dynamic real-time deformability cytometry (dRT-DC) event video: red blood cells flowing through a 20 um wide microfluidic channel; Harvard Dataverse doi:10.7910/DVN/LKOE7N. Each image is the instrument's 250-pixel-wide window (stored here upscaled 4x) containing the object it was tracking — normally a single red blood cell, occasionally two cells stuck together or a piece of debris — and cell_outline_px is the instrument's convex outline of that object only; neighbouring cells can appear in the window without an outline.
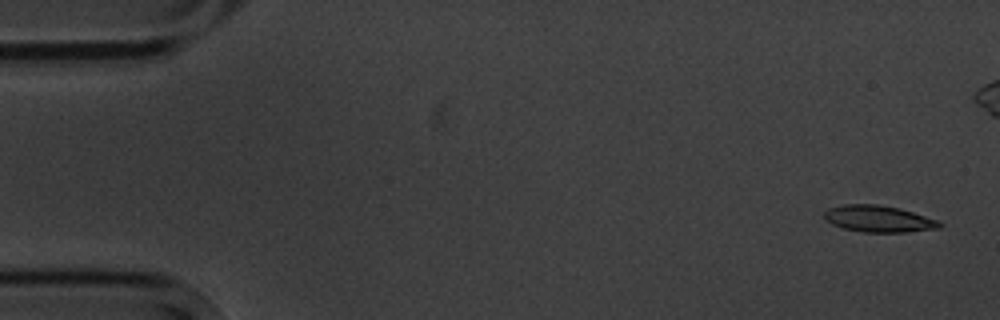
{"species": "common noctule bat (a hibernating species)", "species_latin": "Nyctalus noctula", "temperature_condition": "cold", "stored_images_in_passage": 6, "camera_frame_rate_fps": 3000, "um_per_image_px": 0.085, "animal": {"sex": "male", "body_mass_g": 20.1, "forearm_length_mm": 53.5}, "frame": {"image": 1, "passage_image": 1, "time_ms": 0.0, "image_size_px": [1000, 320], "cell_outline_px": [[944, 224], [940, 228], [904, 232], [864, 232], [844, 228], [832, 224], [824, 216], [824, 212], [828, 208], [844, 204], [876, 204], [900, 208], [936, 220]], "centroid_in_image_um": [74.67, 18.59], "position_along_channel_um": 10.3, "area_um2": 17.69}}
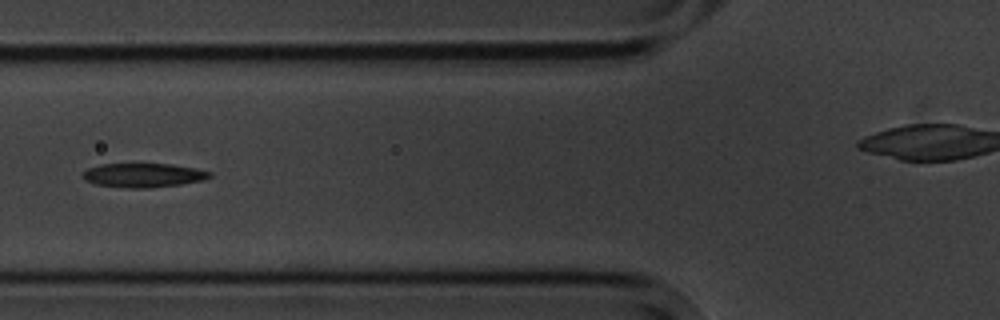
{"frame": {"image": 2, "passage_image": 6, "time_ms": 6.333, "image_size_px": [1000, 320], "cell_outline_px": [[212, 176], [204, 180], [180, 184], [144, 188], [128, 188], [96, 184], [84, 180], [80, 176], [88, 168], [100, 164], [172, 164], [196, 168], [212, 172]], "centroid_in_image_um": [12.18, 14.89], "position_along_channel_um": 113.6, "area_um2": 17.8}}